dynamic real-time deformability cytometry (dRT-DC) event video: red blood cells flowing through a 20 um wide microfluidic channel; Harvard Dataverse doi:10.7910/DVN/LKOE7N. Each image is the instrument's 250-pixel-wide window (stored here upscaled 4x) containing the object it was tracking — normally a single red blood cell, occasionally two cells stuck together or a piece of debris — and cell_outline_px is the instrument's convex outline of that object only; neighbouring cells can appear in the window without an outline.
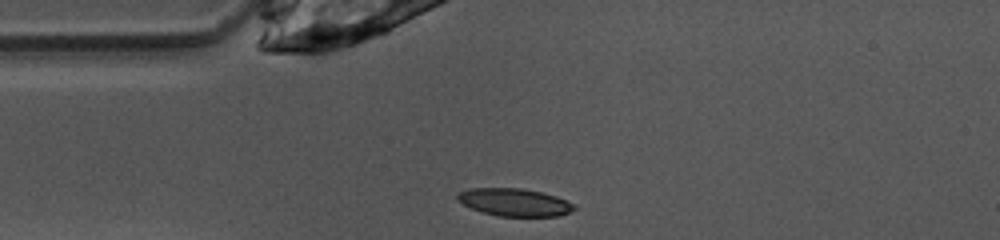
{"species": "common noctule bat (a hibernating species)", "species_latin": "Nyctalus noctula", "temperature_condition": "warm", "stored_images_in_passage": 39, "camera_frame_rate_fps": 3000, "um_per_image_px": 0.085, "animal": {"sex": "female", "body_mass_g": 10.0, "forearm_length_mm": 53.1}, "frame": {"image": 1, "passage_image": 1, "time_ms": 0.0, "image_size_px": [1000, 240], "cell_outline_px": [[576, 208], [560, 216], [500, 216], [484, 212], [472, 208], [456, 200], [456, 196], [460, 192], [468, 188], [520, 188], [540, 192], [556, 196], [576, 204]], "centroid_in_image_um": [43.74, 17.19], "position_along_channel_um": 41.3, "area_um2": 18.67}}
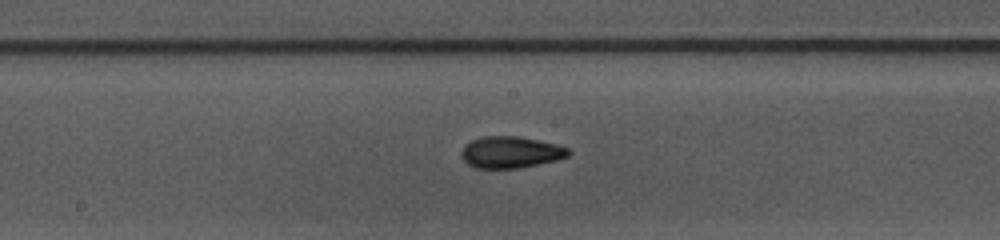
{"frame": {"image": 2, "passage_image": 14, "time_ms": 4.333, "image_size_px": [1000, 240], "cell_outline_px": [[572, 152], [568, 156], [556, 160], [520, 168], [476, 168], [468, 164], [460, 156], [460, 152], [464, 144], [472, 140], [484, 136], [516, 136], [556, 144], [568, 148]], "centroid_in_image_um": [43.38, 12.94], "position_along_channel_um": 204.8, "area_um2": 19.71}}
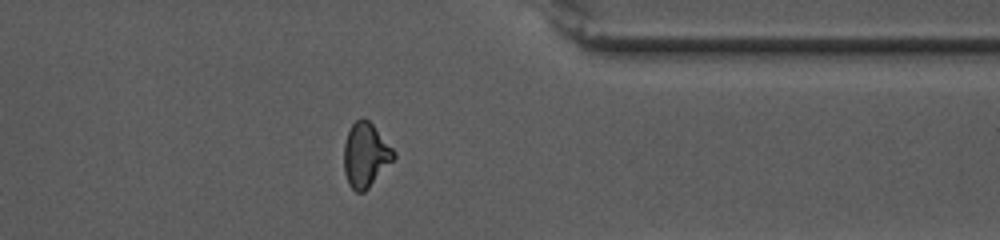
{"frame": {"image": 3, "passage_image": 28, "time_ms": 9.0, "image_size_px": [1000, 240], "cell_outline_px": [[396, 156], [368, 188], [364, 192], [356, 192], [348, 184], [344, 172], [344, 144], [348, 132], [352, 124], [360, 116], [364, 116], [372, 124], [396, 152]], "centroid_in_image_um": [31.06, 13.16], "position_along_channel_um": 380.3, "area_um2": 18.55}, "authors_computed_cell_mechanics": {"area_um2": 18.7272, "velocity_mm_per_s": 4.0163, "shape_relaxation_time_tau1_ms": 5.9714, "shape_relaxation_time_tau2_ms": 2.308, "deformation_change_tau1": 0.1719, "deformation_change_tau2": 0.0771}}